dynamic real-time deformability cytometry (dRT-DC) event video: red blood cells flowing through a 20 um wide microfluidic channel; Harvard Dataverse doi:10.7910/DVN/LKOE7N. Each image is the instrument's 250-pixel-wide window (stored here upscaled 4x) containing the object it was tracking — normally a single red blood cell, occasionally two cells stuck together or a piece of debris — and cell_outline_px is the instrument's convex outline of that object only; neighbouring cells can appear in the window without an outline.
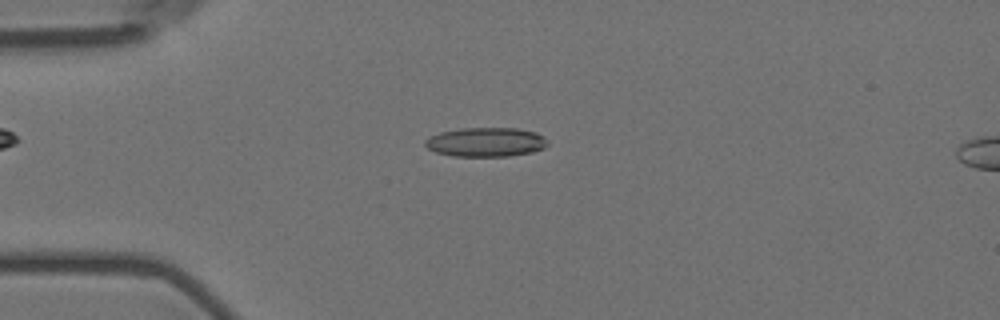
{"species": "Egyptian fruit bat (a non-hibernating species)", "species_latin": "Rousettus aegyptiacus", "temperature_condition": "room temperature", "stored_images_in_passage": 3, "camera_frame_rate_fps": 3000, "um_per_image_px": 0.085, "animal": {"sex": "female"}, "frame": {"image": 1, "passage_image": 1, "time_ms": 0.0, "image_size_px": [1000, 320], "cell_outline_px": [[548, 144], [544, 148], [532, 152], [508, 156], [452, 156], [436, 152], [428, 148], [424, 144], [424, 140], [428, 136], [440, 132], [460, 128], [516, 128], [536, 132], [544, 136]], "centroid_in_image_um": [41.28, 12.07], "position_along_channel_um": 43.7, "area_um2": 20.98}}
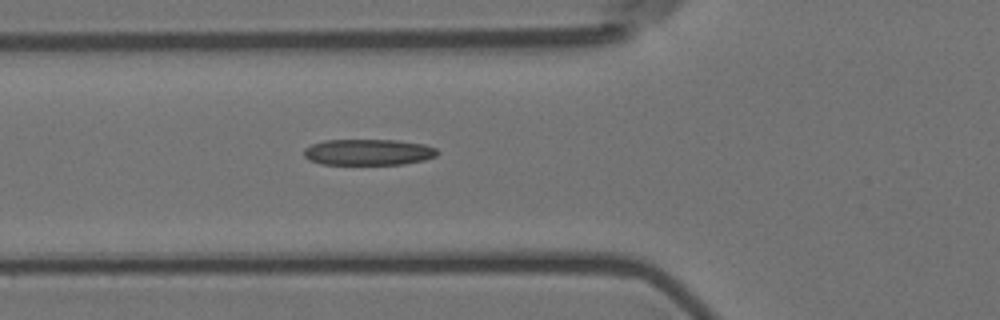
{"frame": {"image": 2, "passage_image": 3, "time_ms": 0.667, "image_size_px": [1000, 320], "cell_outline_px": [[440, 152], [436, 156], [424, 160], [400, 164], [320, 164], [308, 160], [304, 156], [304, 148], [312, 144], [324, 140], [396, 140], [424, 144], [436, 148]], "centroid_in_image_um": [31.29, 12.93], "position_along_channel_um": 94.5, "area_um2": 20.35}}